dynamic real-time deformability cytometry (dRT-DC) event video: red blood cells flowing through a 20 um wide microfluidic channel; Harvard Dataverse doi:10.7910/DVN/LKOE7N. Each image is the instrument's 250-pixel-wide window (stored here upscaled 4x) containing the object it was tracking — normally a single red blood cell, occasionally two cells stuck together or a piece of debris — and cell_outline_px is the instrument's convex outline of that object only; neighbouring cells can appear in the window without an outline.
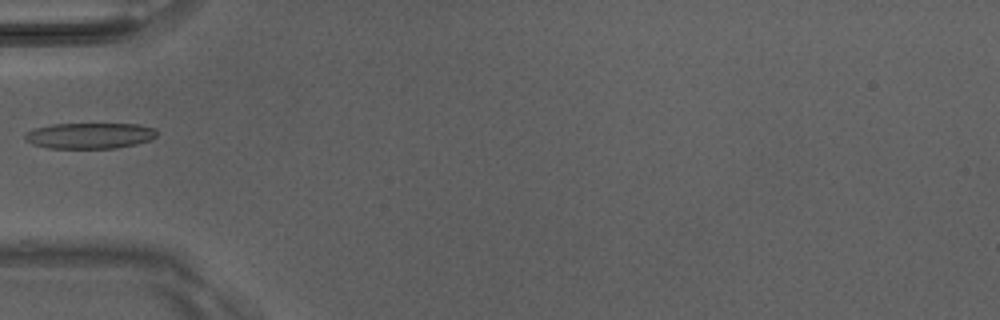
{"species": "Egyptian fruit bat (a non-hibernating species)", "species_latin": "Rousettus aegyptiacus", "temperature_condition": "room temperature", "stored_images_in_passage": 5, "camera_frame_rate_fps": 3000, "um_per_image_px": 0.085, "animal": {"sex": "male"}, "frame": {"image": 1, "passage_image": 5, "time_ms": 1.333, "image_size_px": [1000, 320], "cell_outline_px": [[156, 136], [152, 140], [136, 144], [116, 148], [48, 148], [32, 144], [24, 140], [24, 136], [28, 132], [36, 128], [52, 124], [140, 124], [156, 128]], "centroid_in_image_um": [7.66, 11.53], "position_along_channel_um": 77.3, "area_um2": 19.94}}